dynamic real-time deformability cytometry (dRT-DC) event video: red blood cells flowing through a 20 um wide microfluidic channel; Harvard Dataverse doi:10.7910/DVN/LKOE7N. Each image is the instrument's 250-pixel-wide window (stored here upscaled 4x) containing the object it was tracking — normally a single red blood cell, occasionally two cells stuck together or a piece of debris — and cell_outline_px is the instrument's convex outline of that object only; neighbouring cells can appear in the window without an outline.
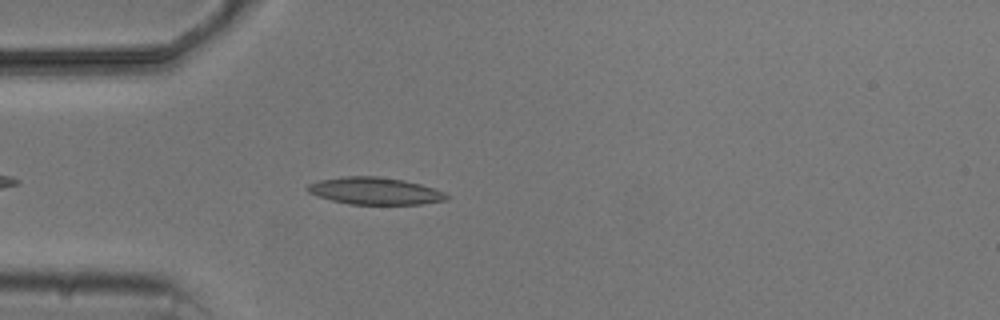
{"species": "common noctule bat (a hibernating species)", "species_latin": "Nyctalus noctula", "temperature_condition": "cold", "stored_images_in_passage": 3, "camera_frame_rate_fps": 3000, "um_per_image_px": 0.085, "animal": {"sex": "male", "body_mass_g": 20.5, "forearm_length_mm": 52.5}, "frame": {"image": 1, "passage_image": 3, "time_ms": 2.333, "image_size_px": [1000, 320], "cell_outline_px": [[448, 196], [444, 200], [420, 204], [348, 204], [332, 200], [308, 192], [304, 188], [308, 184], [320, 180], [344, 176], [376, 176], [404, 180], [420, 184], [444, 192]], "centroid_in_image_um": [31.82, 16.22], "position_along_channel_um": 53.2, "area_um2": 21.73}}